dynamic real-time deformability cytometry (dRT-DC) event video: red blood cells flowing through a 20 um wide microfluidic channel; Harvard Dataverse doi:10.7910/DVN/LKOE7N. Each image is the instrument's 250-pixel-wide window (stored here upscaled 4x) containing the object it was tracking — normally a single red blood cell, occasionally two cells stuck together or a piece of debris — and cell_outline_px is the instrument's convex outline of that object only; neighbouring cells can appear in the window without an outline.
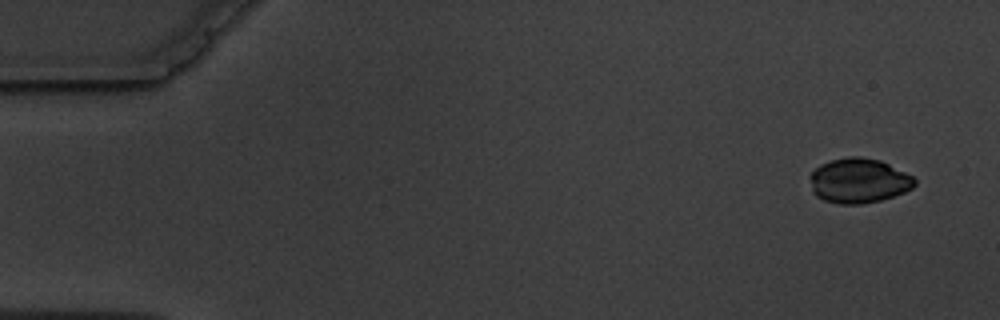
{"species": "common noctule bat (a hibernating species)", "species_latin": "Nyctalus noctula", "temperature_condition": "warm", "stored_images_in_passage": 5, "camera_frame_rate_fps": 3000, "um_per_image_px": 0.085, "animal": {"sex": "male", "body_mass_g": 19.5, "forearm_length_mm": 54.6}, "frame": {"image": 1, "passage_image": 1, "time_ms": 0.0, "image_size_px": [1000, 320], "cell_outline_px": [[916, 184], [912, 188], [904, 192], [880, 200], [860, 204], [840, 204], [824, 200], [816, 196], [812, 192], [812, 172], [820, 164], [832, 160], [848, 156], [860, 156], [880, 160], [912, 176], [916, 180]], "centroid_in_image_um": [73.0, 15.35], "position_along_channel_um": 12.0, "area_um2": 27.05}}
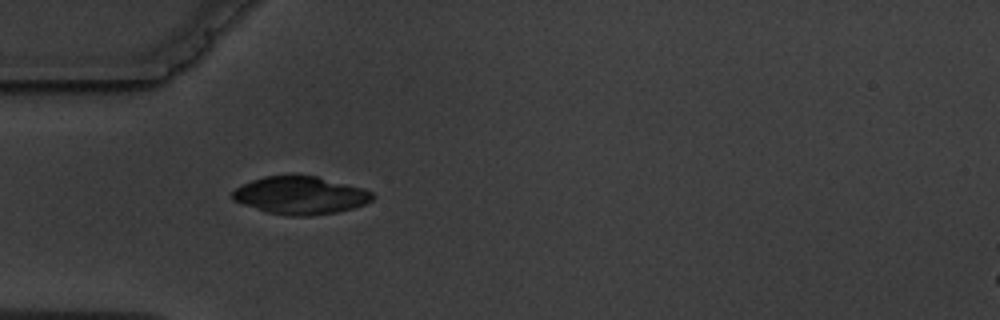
{"frame": {"image": 2, "passage_image": 5, "time_ms": 4.667, "image_size_px": [1000, 320], "cell_outline_px": [[376, 196], [372, 200], [364, 204], [352, 208], [336, 212], [308, 216], [288, 216], [268, 212], [232, 200], [232, 192], [236, 188], [252, 180], [264, 176], [292, 172], [316, 176], [360, 188], [372, 192]], "centroid_in_image_um": [25.51, 16.57], "position_along_channel_um": 59.5, "area_um2": 31.04}}